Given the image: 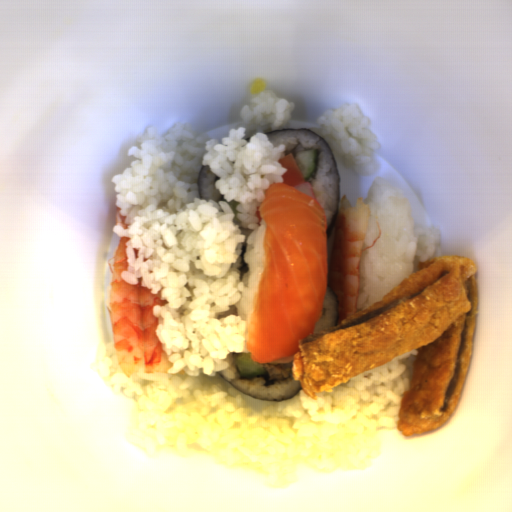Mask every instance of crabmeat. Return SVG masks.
<instances>
[{
    "instance_id": "1",
    "label": "crabmeat",
    "mask_w": 512,
    "mask_h": 512,
    "mask_svg": "<svg viewBox=\"0 0 512 512\" xmlns=\"http://www.w3.org/2000/svg\"><path fill=\"white\" fill-rule=\"evenodd\" d=\"M294 188H296V189H298V190H300V191H302V192L312 196L315 199V201L318 203L317 197L315 195V192L313 190V187H312L311 183H309L307 181H302L299 185H297Z\"/></svg>"
}]
</instances>
